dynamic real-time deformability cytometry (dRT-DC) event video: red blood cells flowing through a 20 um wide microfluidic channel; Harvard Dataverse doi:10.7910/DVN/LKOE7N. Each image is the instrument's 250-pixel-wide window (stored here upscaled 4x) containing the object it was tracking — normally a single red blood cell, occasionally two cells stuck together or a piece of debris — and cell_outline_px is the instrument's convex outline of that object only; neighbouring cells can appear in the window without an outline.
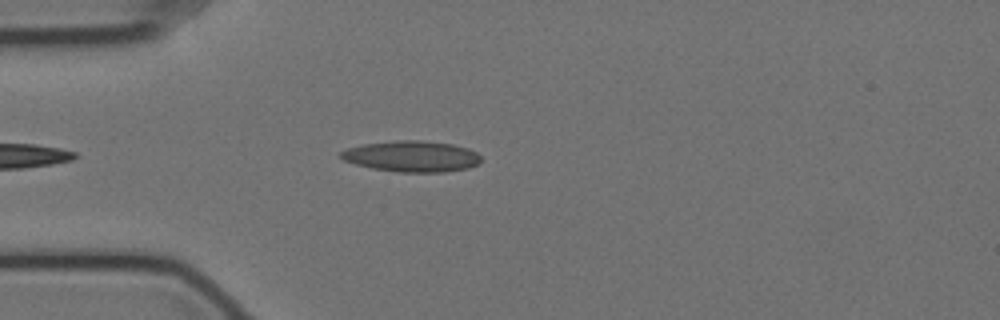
{"species": "Egyptian fruit bat (a non-hibernating species)", "species_latin": "Rousettus aegyptiacus", "temperature_condition": "cold", "stored_images_in_passage": 33, "camera_frame_rate_fps": 3000, "um_per_image_px": 0.085, "animal": {"sex": "female"}, "frame": {"image": 1, "passage_image": 5, "time_ms": 1.333, "image_size_px": [1000, 320], "cell_outline_px": [[480, 160], [476, 164], [468, 168], [444, 172], [396, 172], [372, 168], [356, 164], [344, 160], [340, 156], [340, 152], [348, 148], [364, 144], [396, 140], [420, 140], [452, 144], [468, 148], [476, 152], [480, 156]], "centroid_in_image_um": [35.0, 13.29], "position_along_channel_um": 50.0, "area_um2": 25.2}}
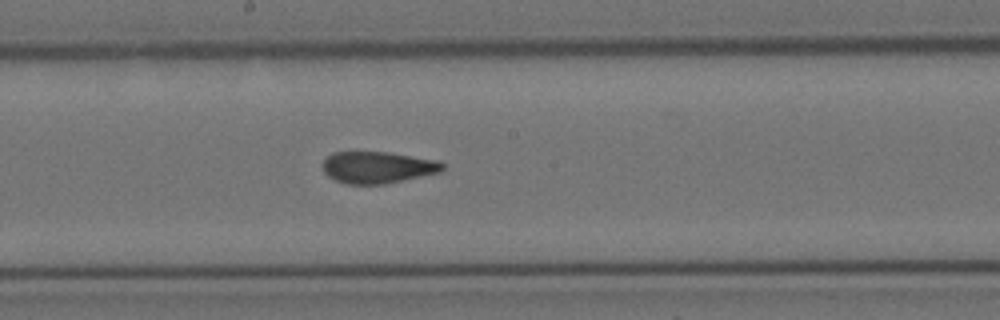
{"frame": {"image": 2, "passage_image": 20, "time_ms": 6.333, "image_size_px": [1000, 320], "cell_outline_px": [[444, 168], [440, 172], [384, 184], [348, 184], [336, 180], [328, 176], [324, 172], [324, 160], [332, 152], [388, 152], [436, 160], [444, 164]], "centroid_in_image_um": [32.09, 14.22], "position_along_channel_um": 216.1, "area_um2": 21.91}}
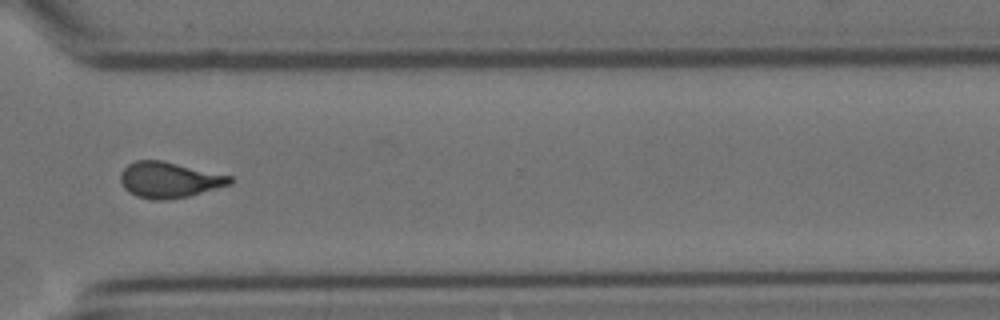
{"frame": {"image": 3, "passage_image": 32, "time_ms": 10.333, "image_size_px": [1000, 320], "cell_outline_px": [[236, 180], [232, 184], [188, 196], [164, 200], [152, 200], [136, 196], [128, 192], [124, 188], [120, 180], [120, 172], [128, 164], [136, 160], [160, 160], [232, 176]], "centroid_in_image_um": [14.38, 15.29], "position_along_channel_um": 356.2, "area_um2": 22.89}}